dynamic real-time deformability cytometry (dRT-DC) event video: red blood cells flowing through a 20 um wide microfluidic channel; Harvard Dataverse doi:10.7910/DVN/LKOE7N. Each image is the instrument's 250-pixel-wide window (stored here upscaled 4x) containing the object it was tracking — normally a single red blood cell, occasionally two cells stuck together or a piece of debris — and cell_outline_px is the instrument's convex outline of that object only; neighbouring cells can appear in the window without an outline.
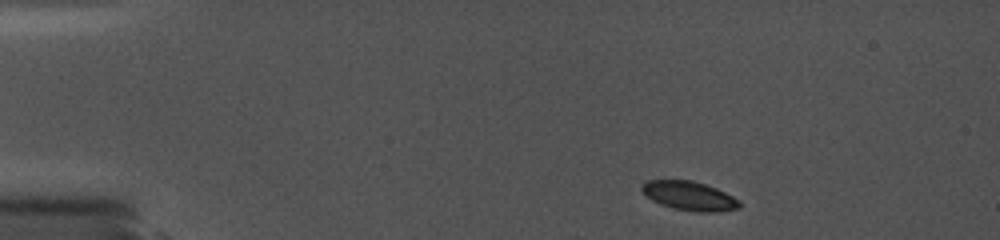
{"species": "common noctule bat (a hibernating species)", "species_latin": "Nyctalus noctula", "temperature_condition": "cold", "stored_images_in_passage": 8, "camera_frame_rate_fps": 5000, "um_per_image_px": 0.085, "animal": {"sex": "female", "body_mass_g": 19.0, "forearm_length_mm": 56.7}, "frame": {"image": 1, "passage_image": 1, "time_ms": 0.0, "image_size_px": [1000, 240], "cell_outline_px": [[740, 208], [716, 212], [696, 212], [672, 208], [660, 204], [652, 200], [640, 188], [640, 184], [648, 180], [692, 180], [716, 188], [740, 200]], "centroid_in_image_um": [58.59, 16.65], "position_along_channel_um": 26.4, "area_um2": 16.53}}
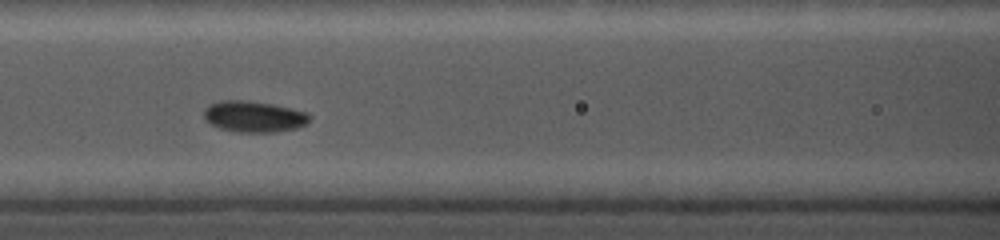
{"frame": {"image": 2, "passage_image": 7, "time_ms": 5.4, "image_size_px": [1000, 240], "cell_outline_px": [[312, 116], [304, 124], [296, 128], [276, 132], [240, 132], [220, 128], [204, 120], [204, 108], [208, 104], [224, 100], [248, 100], [272, 104], [292, 108], [308, 112]], "centroid_in_image_um": [21.57, 9.89], "position_along_channel_um": 145.0, "area_um2": 19.25}}
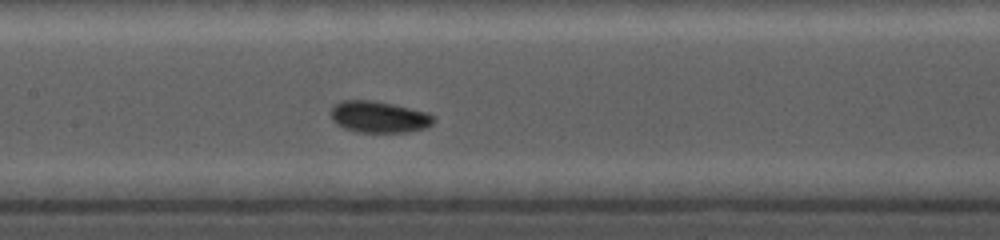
{"frame": {"image": 3, "passage_image": 8, "time_ms": 6.2, "image_size_px": [1000, 240], "cell_outline_px": [[436, 120], [432, 124], [424, 128], [408, 132], [356, 132], [344, 128], [336, 124], [332, 120], [332, 108], [336, 104], [344, 100], [372, 100], [392, 104], [428, 112]], "centroid_in_image_um": [32.22, 9.94], "position_along_channel_um": 175.2, "area_um2": 18.79}}